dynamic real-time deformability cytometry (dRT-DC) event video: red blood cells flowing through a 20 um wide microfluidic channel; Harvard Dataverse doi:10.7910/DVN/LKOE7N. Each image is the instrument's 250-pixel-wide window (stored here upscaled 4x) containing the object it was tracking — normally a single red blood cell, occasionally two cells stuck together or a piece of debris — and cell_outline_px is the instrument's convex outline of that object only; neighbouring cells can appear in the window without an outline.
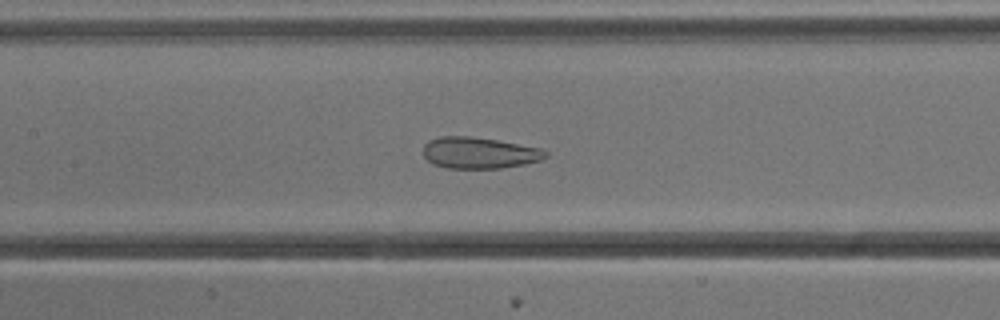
{"species": "common noctule bat (a hibernating species)", "species_latin": "Nyctalus noctula", "temperature_condition": "cold", "stored_images_in_passage": 54, "camera_frame_rate_fps": 3000, "um_per_image_px": 0.085, "animal": {"sex": "male", "body_mass_g": 13.3}, "frame": {"image": 1, "passage_image": 25, "time_ms": 8.0, "image_size_px": [1000, 320], "cell_outline_px": [[548, 156], [540, 160], [524, 164], [500, 168], [448, 168], [432, 164], [424, 156], [424, 144], [428, 140], [440, 136], [468, 136], [496, 140], [540, 148], [548, 152]], "centroid_in_image_um": [40.71, 12.99], "position_along_channel_um": 166.7, "area_um2": 22.25}}
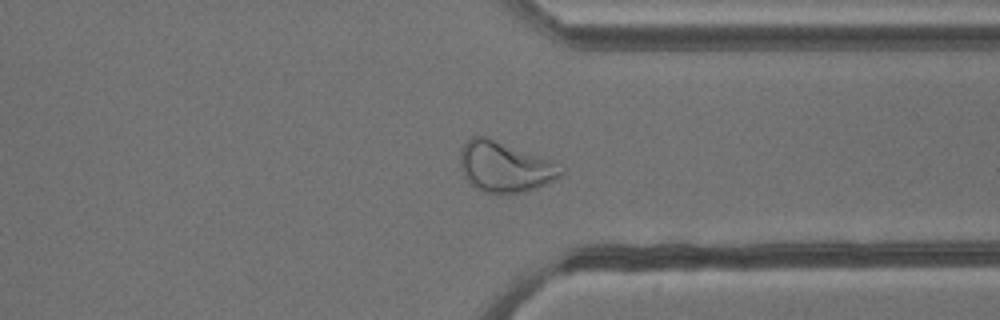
{"frame": {"image": 2, "passage_image": 41, "time_ms": 13.333, "image_size_px": [1000, 320], "cell_outline_px": [[564, 172], [556, 180], [536, 188], [524, 192], [484, 192], [476, 188], [464, 176], [460, 160], [460, 152], [464, 144], [472, 136], [484, 136], [548, 160], [564, 168]], "centroid_in_image_um": [42.9, 14.19], "position_along_channel_um": 368.5, "area_um2": 28.78}}
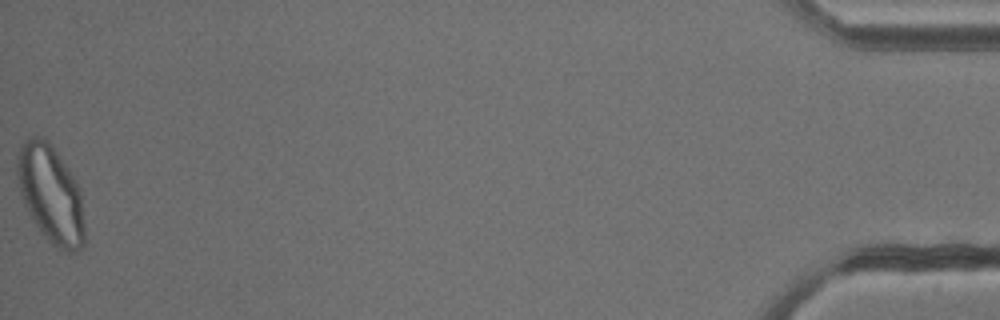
{"frame": {"image": 3, "passage_image": 54, "time_ms": 17.667, "image_size_px": [1000, 320], "cell_outline_px": [[84, 244], [76, 252], [64, 252], [56, 248], [40, 232], [28, 212], [24, 204], [20, 192], [16, 172], [16, 160], [20, 144], [24, 140], [32, 136], [44, 136], [52, 144], [72, 176], [80, 192], [84, 228]], "centroid_in_image_um": [4.28, 16.49], "position_along_channel_um": 430.9, "area_um2": 38.44}}